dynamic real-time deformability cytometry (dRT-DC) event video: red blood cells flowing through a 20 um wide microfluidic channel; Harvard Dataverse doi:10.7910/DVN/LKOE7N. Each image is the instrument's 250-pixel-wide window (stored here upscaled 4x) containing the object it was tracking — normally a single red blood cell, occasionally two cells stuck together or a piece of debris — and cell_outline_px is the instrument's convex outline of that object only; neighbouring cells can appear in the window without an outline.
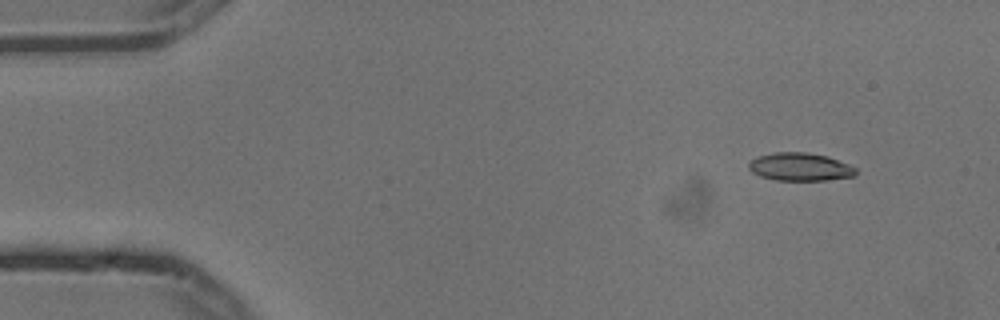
{"species": "common noctule bat (a hibernating species)", "species_latin": "Nyctalus noctula", "temperature_condition": "cold", "stored_images_in_passage": 5, "camera_frame_rate_fps": 3000, "um_per_image_px": 0.085, "animal": {"sex": "male", "body_mass_g": 13.3}, "frame": {"image": 1, "passage_image": 2, "time_ms": 0.333, "image_size_px": [1000, 320], "cell_outline_px": [[856, 176], [828, 180], [776, 180], [760, 176], [752, 172], [748, 168], [748, 164], [756, 156], [772, 152], [808, 152], [828, 156], [848, 164], [856, 168]], "centroid_in_image_um": [68.0, 14.17], "position_along_channel_um": 17.0, "area_um2": 17.63}}
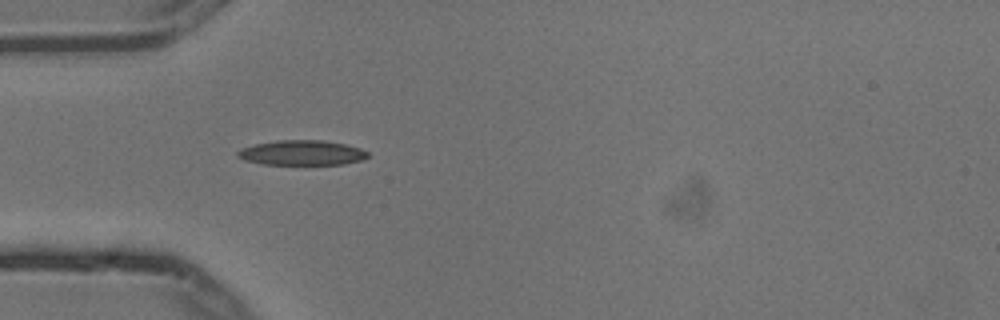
{"frame": {"image": 2, "passage_image": 5, "time_ms": 1.333, "image_size_px": [1000, 320], "cell_outline_px": [[368, 156], [360, 160], [344, 164], [260, 164], [244, 160], [236, 156], [236, 152], [240, 148], [256, 144], [276, 140], [324, 140], [344, 144], [360, 148], [368, 152]], "centroid_in_image_um": [25.61, 12.98], "position_along_channel_um": 59.4, "area_um2": 18.9}}